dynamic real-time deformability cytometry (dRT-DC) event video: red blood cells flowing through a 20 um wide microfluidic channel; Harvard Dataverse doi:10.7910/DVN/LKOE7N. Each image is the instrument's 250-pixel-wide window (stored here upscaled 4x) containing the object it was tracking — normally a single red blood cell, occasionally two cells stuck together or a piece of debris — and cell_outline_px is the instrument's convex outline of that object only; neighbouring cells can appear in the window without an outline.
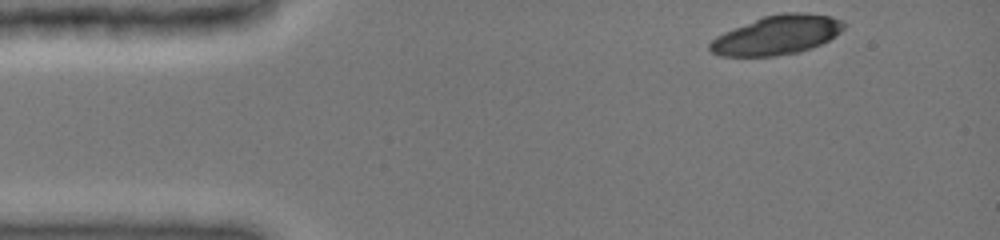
{"species": "common noctule bat (a hibernating species)", "species_latin": "Nyctalus noctula", "temperature_condition": "cold", "stored_images_in_passage": 41, "camera_frame_rate_fps": 3000, "um_per_image_px": 0.085, "animal": {"sex": "female", "body_mass_g": 19.0, "forearm_length_mm": 51.5}, "frame": {"image": 1, "passage_image": 1, "time_ms": 0.0, "image_size_px": [1000, 240], "cell_outline_px": [[844, 28], [836, 36], [820, 44], [800, 52], [776, 56], [720, 56], [712, 52], [708, 48], [708, 44], [716, 36], [724, 32], [764, 16], [780, 12], [800, 12], [832, 16], [840, 20], [844, 24]], "centroid_in_image_um": [66.04, 2.98], "position_along_channel_um": 19.0, "area_um2": 30.52}}